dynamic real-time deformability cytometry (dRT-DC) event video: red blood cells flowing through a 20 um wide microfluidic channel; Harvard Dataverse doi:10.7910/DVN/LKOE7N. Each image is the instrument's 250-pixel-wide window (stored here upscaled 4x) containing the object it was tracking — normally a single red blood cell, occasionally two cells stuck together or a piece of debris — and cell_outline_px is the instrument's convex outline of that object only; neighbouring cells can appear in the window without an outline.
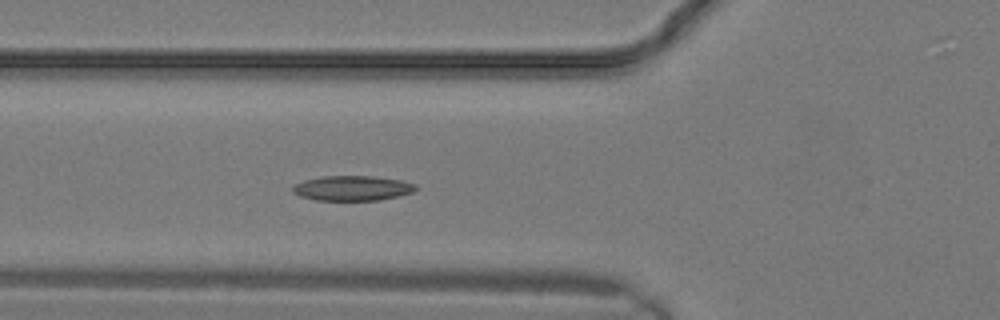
{"species": "common noctule bat (a hibernating species)", "species_latin": "Nyctalus noctula", "temperature_condition": "warm", "stored_images_in_passage": 8, "camera_frame_rate_fps": 3000, "um_per_image_px": 0.085, "animal": {"sex": "male", "body_mass_g": 19.2, "forearm_length_mm": 51.8}, "frame": {"image": 1, "passage_image": 8, "time_ms": 2.333, "image_size_px": [1000, 320], "cell_outline_px": [[420, 188], [412, 192], [400, 196], [380, 200], [316, 200], [300, 196], [292, 192], [292, 188], [296, 184], [304, 180], [324, 176], [372, 176], [400, 180], [416, 184]], "centroid_in_image_um": [29.99, 16.0], "position_along_channel_um": 95.8, "area_um2": 17.92}}